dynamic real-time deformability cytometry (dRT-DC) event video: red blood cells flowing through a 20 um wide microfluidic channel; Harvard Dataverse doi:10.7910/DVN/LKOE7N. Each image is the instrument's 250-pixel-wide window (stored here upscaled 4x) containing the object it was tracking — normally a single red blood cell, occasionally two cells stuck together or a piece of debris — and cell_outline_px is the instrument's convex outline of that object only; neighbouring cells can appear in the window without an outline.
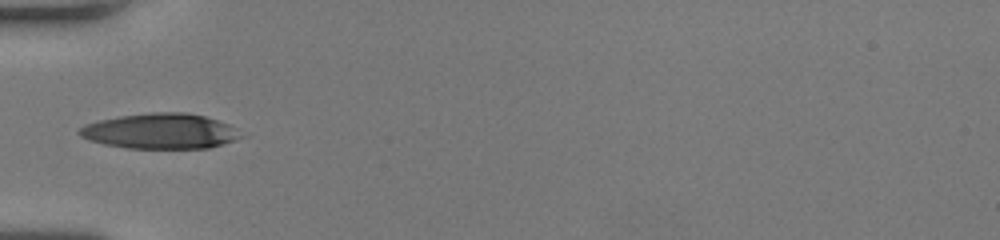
{"species": "human", "species_latin": "Homo sapiens", "temperature_condition": "room temperature", "stored_images_in_passage": 34, "camera_frame_rate_fps": 3000, "um_per_image_px": 0.085, "donor": {"sex": "female"}, "frame": {"image": 1, "passage_image": 1, "time_ms": 0.0, "image_size_px": [1000, 240], "cell_outline_px": [[244, 136], [236, 140], [208, 148], [124, 148], [104, 144], [88, 140], [80, 136], [76, 132], [84, 124], [100, 120], [120, 116], [152, 112], [184, 112], [204, 116], [228, 124]], "centroid_in_image_um": [13.59, 11.15], "position_along_channel_um": 71.4, "area_um2": 33.18}}
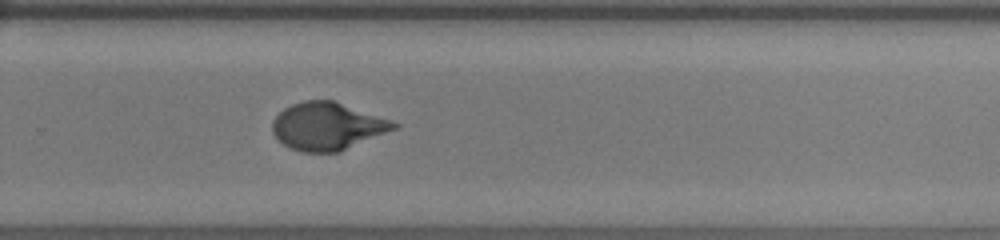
{"frame": {"image": 2, "passage_image": 18, "time_ms": 5.667, "image_size_px": [1000, 240], "cell_outline_px": [[400, 128], [340, 152], [304, 152], [288, 148], [272, 132], [272, 120], [284, 108], [292, 104], [304, 100], [332, 100], [400, 124]], "centroid_in_image_um": [27.83, 10.75], "position_along_channel_um": 302.0, "area_um2": 33.64}}
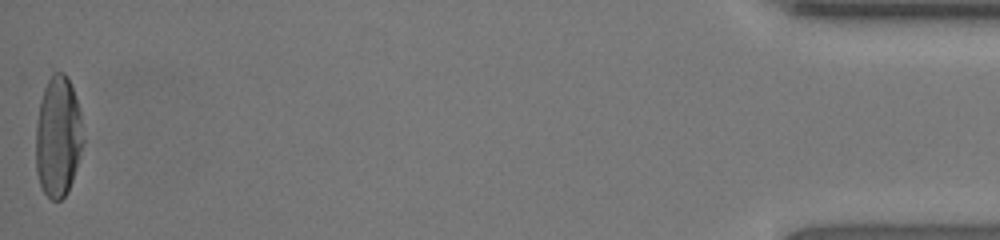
{"frame": {"image": 3, "passage_image": 34, "time_ms": 11.0, "image_size_px": [1000, 240], "cell_outline_px": [[84, 140], [76, 168], [68, 192], [60, 200], [52, 200], [44, 192], [40, 184], [36, 172], [36, 124], [40, 100], [44, 88], [52, 72], [64, 72], [68, 76], [76, 96], [80, 108]], "centroid_in_image_um": [4.94, 11.58], "position_along_channel_um": 430.3, "area_um2": 33.64}, "authors_computed_cell_mechanics": {"area_um2": 33.5818, "velocity_mm_per_s": 4.0899, "shape_relaxation_time_tau1_ms": 4.9619, "shape_relaxation_time_tau2_ms": 0.7227, "deformation_change_tau1": 0.249, "deformation_change_tau2": 0.0574}}